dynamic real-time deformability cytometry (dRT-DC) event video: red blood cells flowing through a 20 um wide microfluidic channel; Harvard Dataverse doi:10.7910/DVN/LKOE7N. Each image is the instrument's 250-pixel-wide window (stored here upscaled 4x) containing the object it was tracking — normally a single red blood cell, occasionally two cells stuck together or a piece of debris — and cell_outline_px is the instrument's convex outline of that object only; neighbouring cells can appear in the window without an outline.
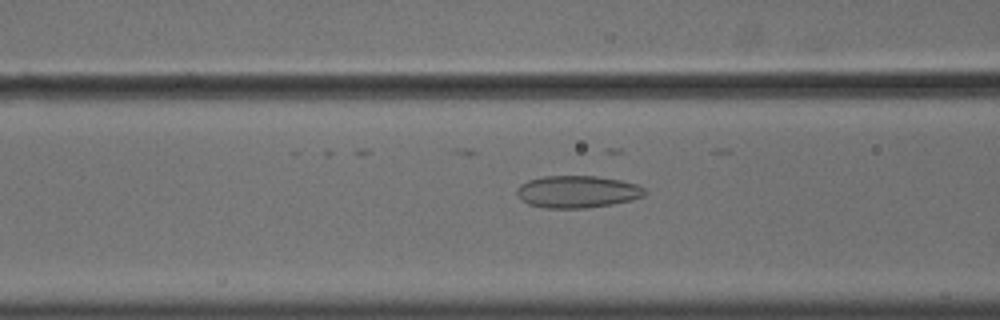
{"species": "common noctule bat (a hibernating species)", "species_latin": "Nyctalus noctula", "temperature_condition": "cold", "stored_images_in_passage": 51, "camera_frame_rate_fps": 3000, "um_per_image_px": 0.085, "animal": {"sex": "male", "body_mass_g": 18.8}, "frame": {"image": 1, "passage_image": 23, "time_ms": 7.333, "image_size_px": [1000, 320], "cell_outline_px": [[644, 196], [632, 200], [612, 204], [584, 208], [544, 208], [528, 204], [520, 200], [516, 196], [516, 192], [520, 184], [528, 180], [544, 176], [596, 176], [620, 180], [636, 184], [644, 188]], "centroid_in_image_um": [49.03, 16.3], "position_along_channel_um": 117.6, "area_um2": 24.04}}
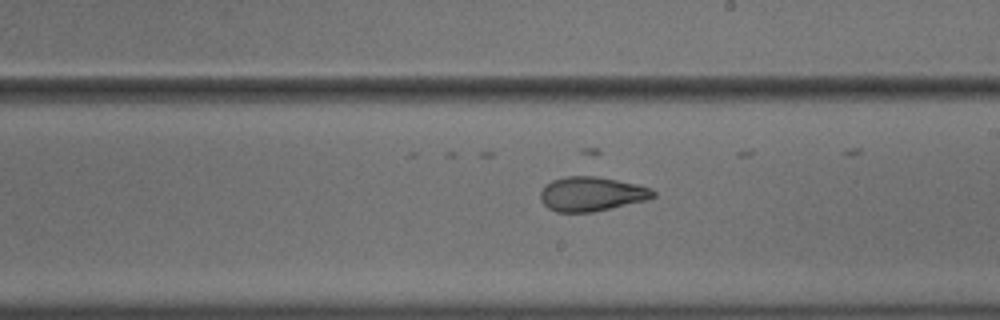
{"frame": {"image": 2, "passage_image": 33, "time_ms": 10.667, "image_size_px": [1000, 320], "cell_outline_px": [[656, 196], [648, 200], [592, 212], [556, 212], [548, 208], [540, 200], [540, 192], [544, 184], [552, 180], [564, 176], [596, 176], [636, 184], [652, 188], [656, 192]], "centroid_in_image_um": [50.27, 16.48], "position_along_channel_um": 238.7, "area_um2": 22.77}}
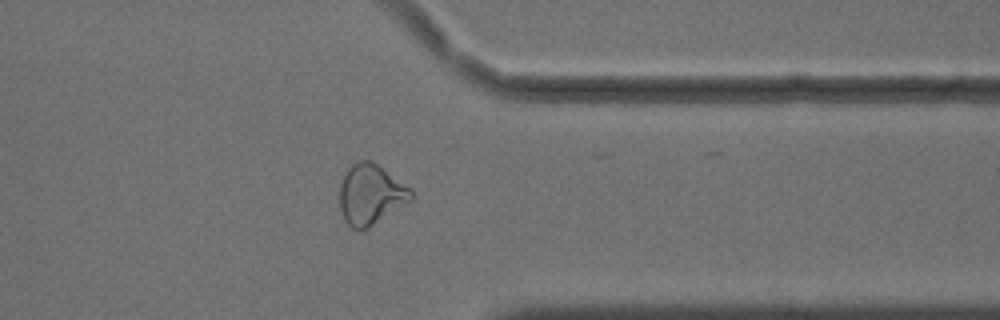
{"frame": {"image": 3, "passage_image": 45, "time_ms": 14.667, "image_size_px": [1000, 320], "cell_outline_px": [[416, 196], [412, 200], [368, 228], [352, 228], [344, 220], [340, 208], [340, 184], [344, 172], [356, 160], [372, 160], [408, 188]], "centroid_in_image_um": [31.48, 16.51], "position_along_channel_um": 379.9, "area_um2": 24.85}}